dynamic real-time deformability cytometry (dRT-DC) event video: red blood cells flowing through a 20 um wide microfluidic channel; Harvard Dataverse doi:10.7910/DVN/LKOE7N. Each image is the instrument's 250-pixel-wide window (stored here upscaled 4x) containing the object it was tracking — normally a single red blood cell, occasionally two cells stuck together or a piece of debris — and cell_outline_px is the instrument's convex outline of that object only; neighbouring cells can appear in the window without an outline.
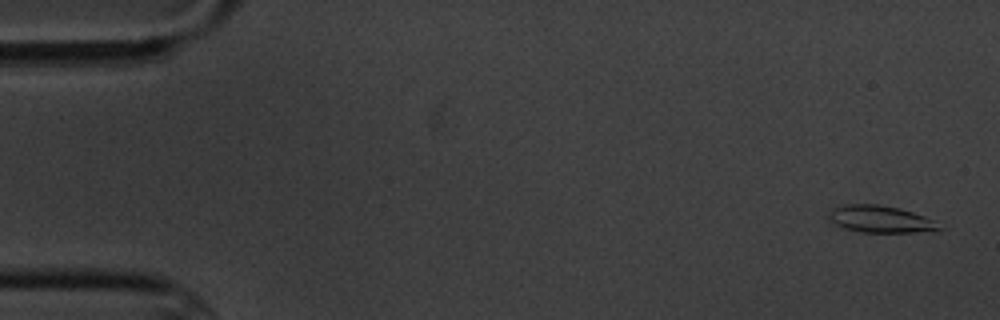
{"species": "common noctule bat (a hibernating species)", "species_latin": "Nyctalus noctula", "temperature_condition": "cold", "stored_images_in_passage": 5, "camera_frame_rate_fps": 3000, "um_per_image_px": 0.085, "animal": {"sex": "male", "body_mass_g": 20.1, "forearm_length_mm": 53.5}, "frame": {"image": 1, "passage_image": 1, "time_ms": 0.0, "image_size_px": [1000, 320], "cell_outline_px": [[944, 228], [912, 232], [860, 232], [844, 228], [828, 220], [828, 216], [832, 208], [848, 204], [876, 204], [900, 208], [936, 220]], "centroid_in_image_um": [74.82, 18.62], "position_along_channel_um": 10.2, "area_um2": 17.28}}